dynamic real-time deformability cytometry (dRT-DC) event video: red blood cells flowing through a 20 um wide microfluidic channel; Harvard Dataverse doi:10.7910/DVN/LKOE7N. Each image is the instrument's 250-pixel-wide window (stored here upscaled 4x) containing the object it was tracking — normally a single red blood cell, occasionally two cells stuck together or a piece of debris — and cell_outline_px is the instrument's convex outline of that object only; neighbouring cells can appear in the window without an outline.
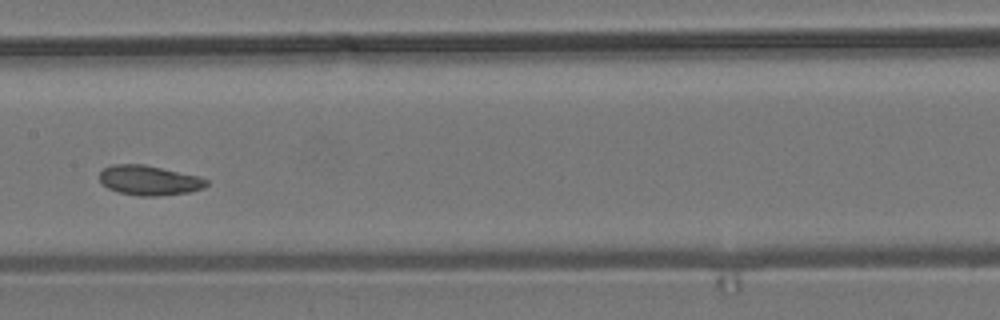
{"species": "common noctule bat (a hibernating species)", "species_latin": "Nyctalus noctula", "temperature_condition": "room temperature", "stored_images_in_passage": 13, "camera_frame_rate_fps": 3000, "um_per_image_px": 0.085, "animal": {"sex": "male", "body_mass_g": 19.2, "forearm_length_mm": 51.8}, "frame": {"image": 1, "passage_image": 6, "time_ms": 1.667, "image_size_px": [1000, 320], "cell_outline_px": [[208, 184], [204, 188], [188, 192], [156, 196], [140, 196], [120, 192], [108, 188], [100, 180], [100, 172], [104, 168], [112, 164], [144, 164], [196, 176], [208, 180]], "centroid_in_image_um": [12.67, 15.32], "position_along_channel_um": 194.7, "area_um2": 18.26}}
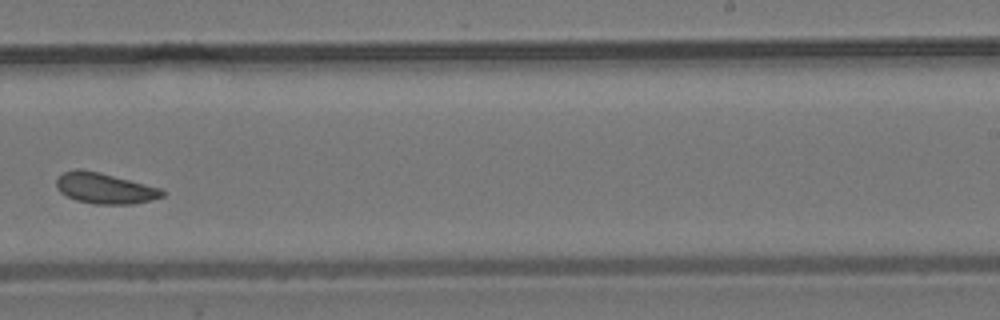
{"frame": {"image": 2, "passage_image": 8, "time_ms": 2.333, "image_size_px": [1000, 320], "cell_outline_px": [[164, 196], [152, 200], [132, 204], [96, 204], [76, 200], [60, 192], [56, 188], [56, 180], [64, 172], [76, 168], [80, 168], [100, 172], [160, 188], [164, 192]], "centroid_in_image_um": [8.89, 16.0], "position_along_channel_um": 280.1, "area_um2": 18.9}}
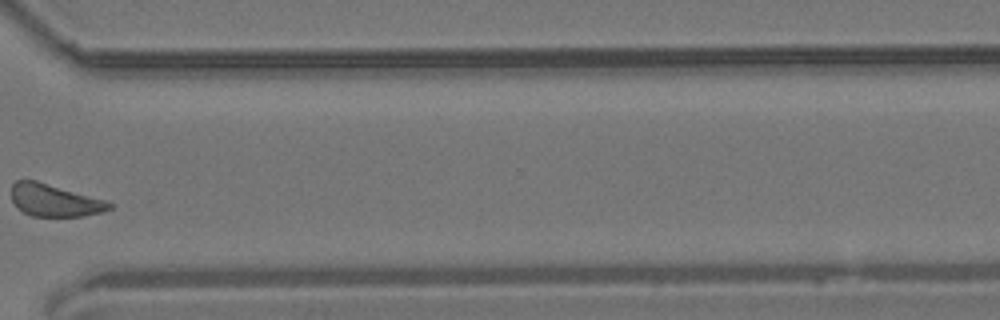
{"frame": {"image": 3, "passage_image": 10, "time_ms": 3.0, "image_size_px": [1000, 320], "cell_outline_px": [[116, 204], [112, 208], [104, 212], [84, 216], [32, 216], [24, 212], [12, 200], [12, 184], [16, 180], [36, 180], [104, 200]], "centroid_in_image_um": [4.67, 17.03], "position_along_channel_um": 365.9, "area_um2": 18.26}}